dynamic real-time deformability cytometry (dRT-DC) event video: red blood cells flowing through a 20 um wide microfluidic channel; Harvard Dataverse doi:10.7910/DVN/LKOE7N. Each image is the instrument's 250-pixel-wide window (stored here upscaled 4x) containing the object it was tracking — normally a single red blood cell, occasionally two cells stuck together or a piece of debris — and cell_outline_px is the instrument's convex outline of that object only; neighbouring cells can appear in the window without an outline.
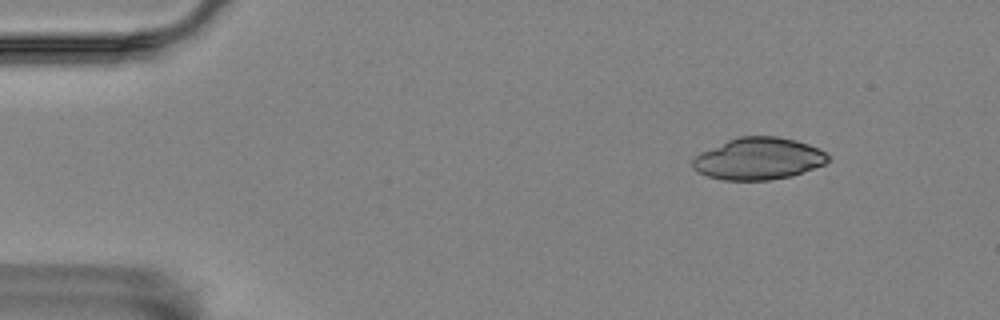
{"species": "Egyptian fruit bat (a non-hibernating species)", "species_latin": "Rousettus aegyptiacus", "temperature_condition": "room temperature", "stored_images_in_passage": 53, "camera_frame_rate_fps": 3000, "um_per_image_px": 0.085, "animal": {"sex": "female"}, "frame": {"image": 1, "passage_image": 4, "time_ms": 1.0, "image_size_px": [1000, 320], "cell_outline_px": [[828, 160], [824, 164], [792, 176], [768, 180], [724, 180], [708, 176], [696, 172], [692, 168], [692, 160], [700, 152], [728, 140], [740, 136], [776, 136], [796, 140], [808, 144], [824, 152], [828, 156]], "centroid_in_image_um": [64.43, 13.49], "position_along_channel_um": 20.6, "area_um2": 32.95}}
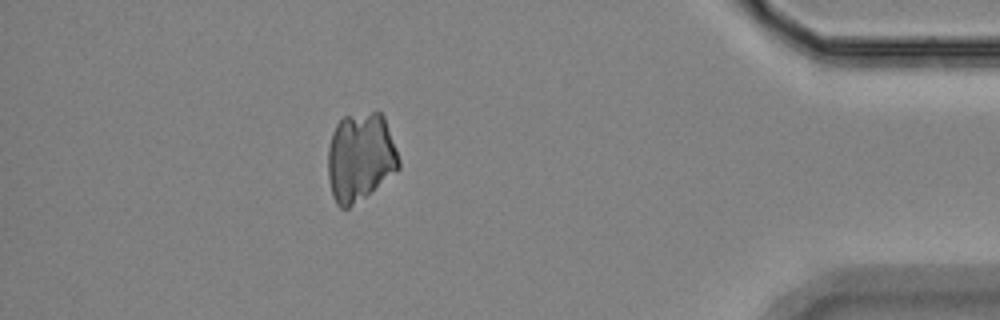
{"frame": {"image": 2, "passage_image": 47, "time_ms": 15.333, "image_size_px": [1000, 320], "cell_outline_px": [[400, 168], [396, 172], [348, 208], [340, 208], [336, 204], [332, 196], [328, 176], [328, 148], [332, 132], [336, 124], [344, 116], [372, 112], [380, 112], [384, 116], [396, 148], [400, 160]], "centroid_in_image_um": [30.61, 13.34], "position_along_channel_um": 404.6, "area_um2": 36.53}}